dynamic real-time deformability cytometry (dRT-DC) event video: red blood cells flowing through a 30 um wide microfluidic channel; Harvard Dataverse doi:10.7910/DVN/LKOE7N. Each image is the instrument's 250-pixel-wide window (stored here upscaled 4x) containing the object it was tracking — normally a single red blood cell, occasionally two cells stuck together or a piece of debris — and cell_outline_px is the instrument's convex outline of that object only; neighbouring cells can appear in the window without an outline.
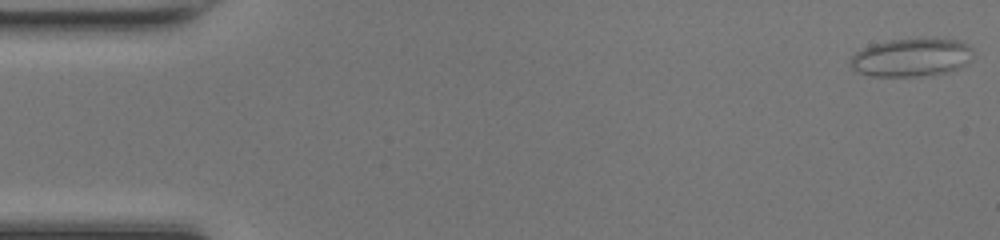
{"species": "common noctule bat (a hibernating species)", "species_latin": "Nyctalus noctula", "temperature_condition": "room temperature", "stored_images_in_passage": 48, "camera_frame_rate_fps": 3000, "um_per_image_px": 0.085, "animal": {"sex": "female", "body_mass_g": 17.0, "forearm_length_mm": 48.0}, "frame": {"image": 1, "passage_image": 1, "time_ms": 0.0, "image_size_px": [1000, 240], "cell_outline_px": [[972, 60], [948, 72], [920, 76], [872, 76], [856, 72], [848, 64], [852, 56], [856, 52], [872, 44], [888, 40], [960, 40], [968, 44], [972, 48]], "centroid_in_image_um": [77.44, 4.9], "position_along_channel_um": 7.6, "area_um2": 26.99}}
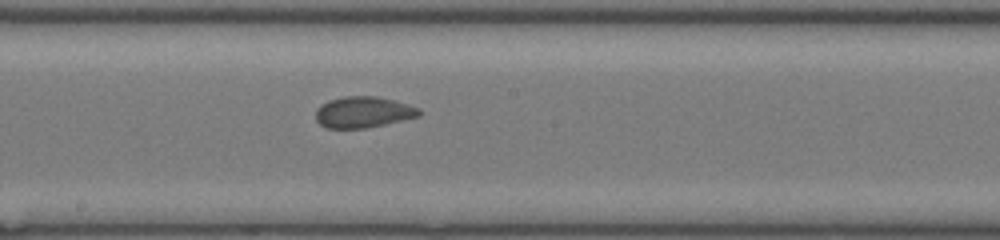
{"frame": {"image": 2, "passage_image": 26, "time_ms": 8.333, "image_size_px": [1000, 240], "cell_outline_px": [[424, 112], [420, 116], [384, 124], [364, 128], [328, 128], [320, 124], [316, 120], [316, 108], [320, 104], [328, 100], [344, 96], [376, 96], [408, 104], [420, 108]], "centroid_in_image_um": [30.88, 9.52], "position_along_channel_um": 217.3, "area_um2": 18.84}}
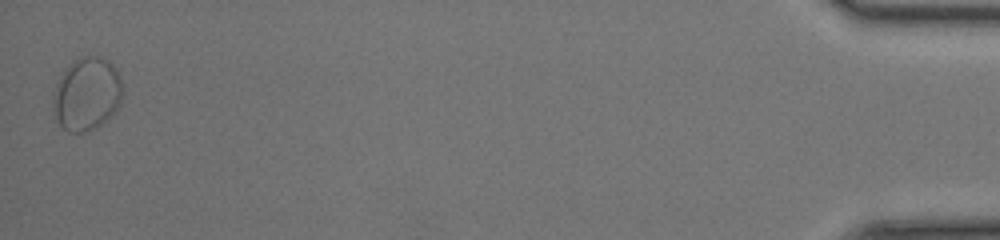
{"frame": {"image": 3, "passage_image": 48, "time_ms": 15.667, "image_size_px": [1000, 240], "cell_outline_px": [[124, 88], [120, 104], [100, 124], [84, 132], [68, 132], [56, 120], [52, 100], [52, 96], [56, 84], [60, 76], [80, 56], [96, 56], [108, 60], [116, 68], [120, 76]], "centroid_in_image_um": [7.38, 7.97], "position_along_channel_um": 427.8, "area_um2": 29.3}}